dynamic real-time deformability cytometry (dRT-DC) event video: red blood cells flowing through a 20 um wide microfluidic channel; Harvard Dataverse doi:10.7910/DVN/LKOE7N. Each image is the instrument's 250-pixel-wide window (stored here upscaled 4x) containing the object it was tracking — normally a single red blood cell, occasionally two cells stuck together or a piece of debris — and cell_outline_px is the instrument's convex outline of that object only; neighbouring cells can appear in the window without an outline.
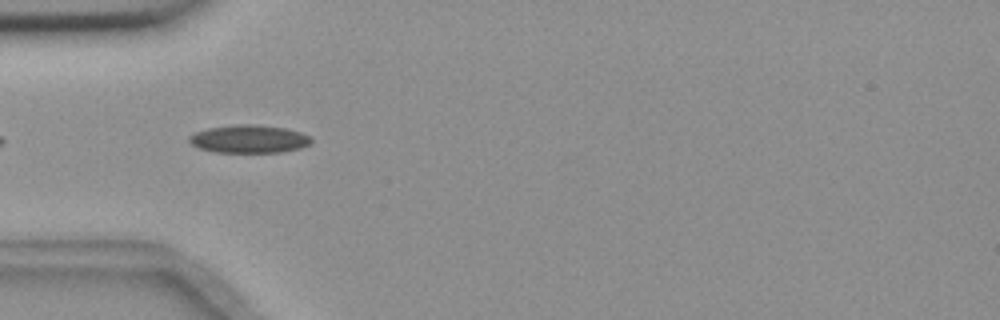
{"species": "common noctule bat (a hibernating species)", "species_latin": "Nyctalus noctula", "temperature_condition": "room temperature", "stored_images_in_passage": 6, "camera_frame_rate_fps": 3000, "um_per_image_px": 0.085, "animal": {"sex": "female", "body_mass_g": 18.4}, "frame": {"image": 1, "passage_image": 3, "time_ms": 0.667, "image_size_px": [1000, 320], "cell_outline_px": [[312, 140], [308, 144], [300, 148], [280, 152], [216, 152], [200, 148], [192, 144], [188, 140], [188, 136], [196, 132], [208, 128], [232, 124], [256, 124], [284, 128], [300, 132], [312, 136]], "centroid_in_image_um": [21.16, 11.8], "position_along_channel_um": 63.8, "area_um2": 19.88}}
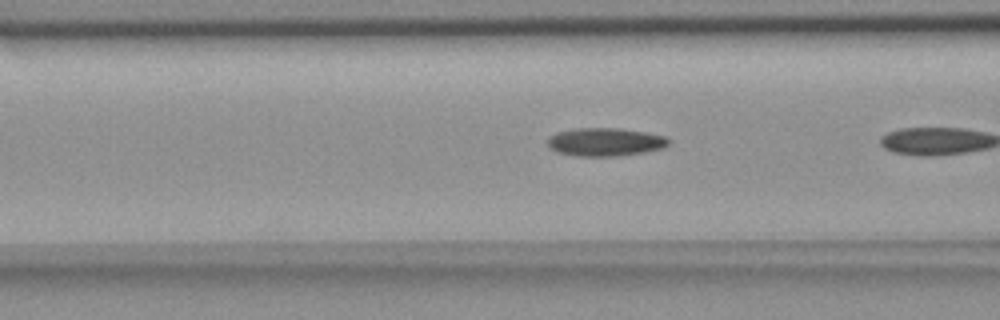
{"frame": {"image": 2, "passage_image": 5, "time_ms": 1.333, "image_size_px": [1000, 320], "cell_outline_px": [[672, 140], [664, 148], [644, 152], [616, 156], [576, 156], [556, 152], [548, 144], [548, 136], [556, 132], [572, 128], [620, 128], [648, 132], [668, 136]], "centroid_in_image_um": [51.48, 12.05], "position_along_channel_um": 115.1, "area_um2": 20.23}}